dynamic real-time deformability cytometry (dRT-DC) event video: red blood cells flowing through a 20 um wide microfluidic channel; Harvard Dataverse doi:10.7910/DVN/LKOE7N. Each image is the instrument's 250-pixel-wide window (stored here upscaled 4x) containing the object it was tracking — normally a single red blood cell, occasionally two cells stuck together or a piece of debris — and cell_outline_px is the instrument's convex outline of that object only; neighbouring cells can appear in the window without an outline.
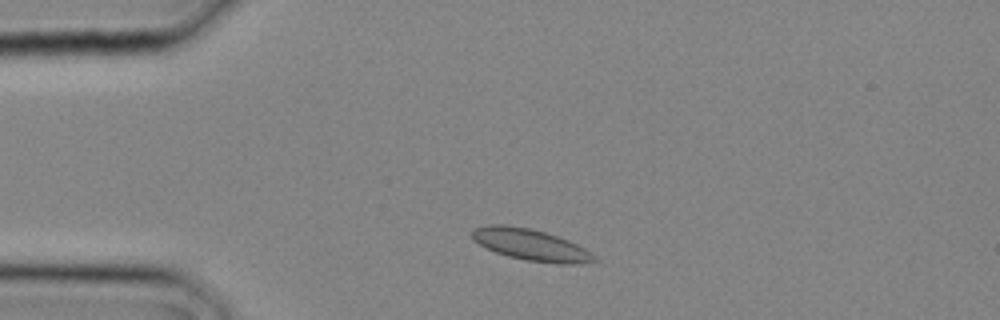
{"species": "common noctule bat (a hibernating species)", "species_latin": "Nyctalus noctula", "temperature_condition": "cold", "stored_images_in_passage": 7, "camera_frame_rate_fps": 3000, "um_per_image_px": 0.085, "animal": {"sex": "male", "body_mass_g": 20.4}, "frame": {"image": 1, "passage_image": 3, "time_ms": 0.667, "image_size_px": [1000, 320], "cell_outline_px": [[600, 260], [580, 264], [560, 264], [528, 260], [508, 256], [496, 252], [472, 240], [472, 232], [476, 228], [488, 224], [504, 224], [528, 228], [544, 232], [568, 240], [584, 248]], "centroid_in_image_um": [45.12, 20.81], "position_along_channel_um": 39.9, "area_um2": 22.14}}
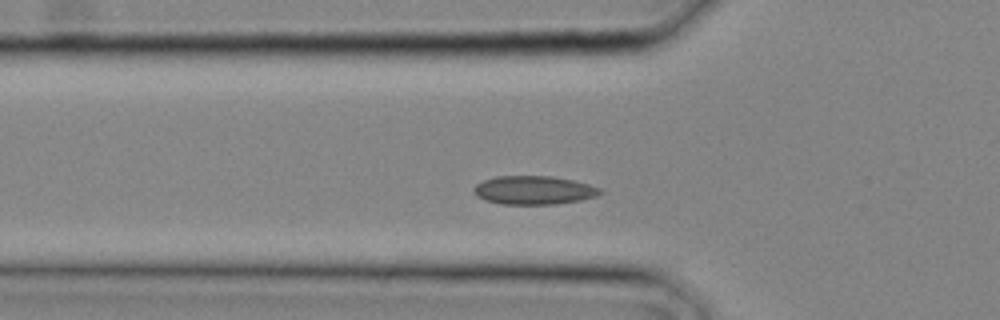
{"frame": {"image": 2, "passage_image": 6, "time_ms": 1.667, "image_size_px": [1000, 320], "cell_outline_px": [[604, 192], [596, 196], [580, 200], [556, 204], [500, 204], [484, 200], [476, 196], [472, 188], [476, 184], [484, 180], [496, 176], [552, 176], [572, 180], [588, 184], [600, 188]], "centroid_in_image_um": [45.35, 16.17], "position_along_channel_um": 80.4, "area_um2": 21.1}}